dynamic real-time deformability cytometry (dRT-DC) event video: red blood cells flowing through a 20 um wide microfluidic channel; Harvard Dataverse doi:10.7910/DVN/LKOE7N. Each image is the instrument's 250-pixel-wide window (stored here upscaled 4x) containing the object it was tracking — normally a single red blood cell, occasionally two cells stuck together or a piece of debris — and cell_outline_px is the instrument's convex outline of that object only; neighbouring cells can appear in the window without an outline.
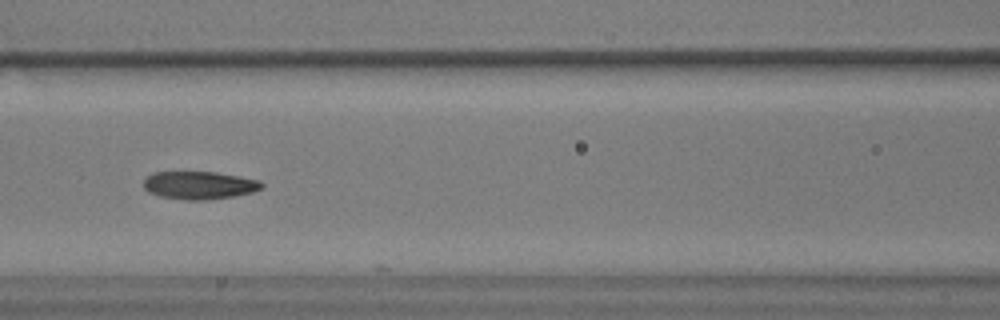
{"species": "common noctule bat (a hibernating species)", "species_latin": "Nyctalus noctula", "temperature_condition": "warm", "stored_images_in_passage": 11, "camera_frame_rate_fps": 3000, "um_per_image_px": 0.085, "animal": {"sex": "male", "body_mass_g": 17.9}, "frame": {"image": 1, "passage_image": 10, "time_ms": 3.0, "image_size_px": [1000, 320], "cell_outline_px": [[264, 188], [252, 192], [232, 196], [204, 200], [184, 200], [160, 196], [148, 192], [144, 188], [144, 180], [152, 172], [216, 172], [240, 176], [260, 180], [264, 184]], "centroid_in_image_um": [16.96, 15.74], "position_along_channel_um": 149.6, "area_um2": 19.25}}